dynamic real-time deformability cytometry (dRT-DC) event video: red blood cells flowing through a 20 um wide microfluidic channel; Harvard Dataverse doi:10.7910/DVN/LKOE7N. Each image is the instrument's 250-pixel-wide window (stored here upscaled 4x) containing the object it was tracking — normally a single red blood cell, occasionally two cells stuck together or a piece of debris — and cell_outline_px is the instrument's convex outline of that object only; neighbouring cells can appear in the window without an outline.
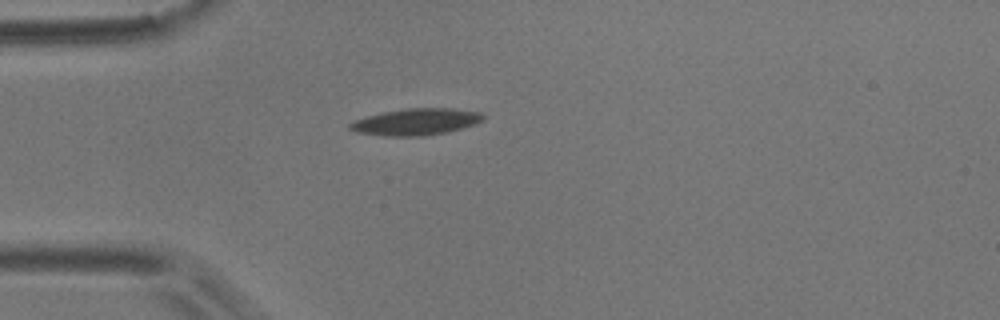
{"species": "common noctule bat (a hibernating species)", "species_latin": "Nyctalus noctula", "temperature_condition": "room temperature", "stored_images_in_passage": 5, "camera_frame_rate_fps": 3000, "um_per_image_px": 0.085, "animal": {"sex": "male", "body_mass_g": 17.9}, "frame": {"image": 1, "passage_image": 1, "time_ms": 0.0, "image_size_px": [1000, 320], "cell_outline_px": [[484, 120], [476, 124], [448, 132], [424, 136], [384, 136], [356, 132], [348, 128], [348, 124], [356, 120], [368, 116], [384, 112], [408, 108], [452, 108], [480, 112], [484, 116]], "centroid_in_image_um": [35.39, 10.36], "position_along_channel_um": 49.6, "area_um2": 20.69}}
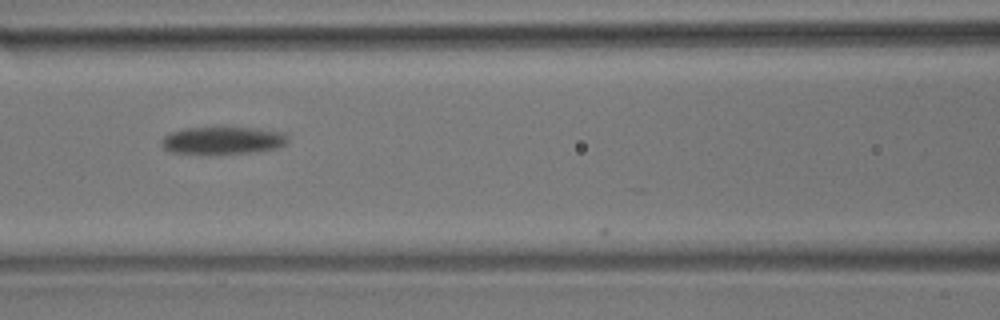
{"frame": {"image": 2, "passage_image": 4, "time_ms": 1.0, "image_size_px": [1000, 320], "cell_outline_px": [[288, 140], [280, 148], [252, 152], [208, 156], [168, 152], [160, 144], [160, 140], [164, 136], [172, 132], [184, 128], [256, 128], [284, 132], [288, 136]], "centroid_in_image_um": [18.89, 11.98], "position_along_channel_um": 147.7, "area_um2": 20.92}}
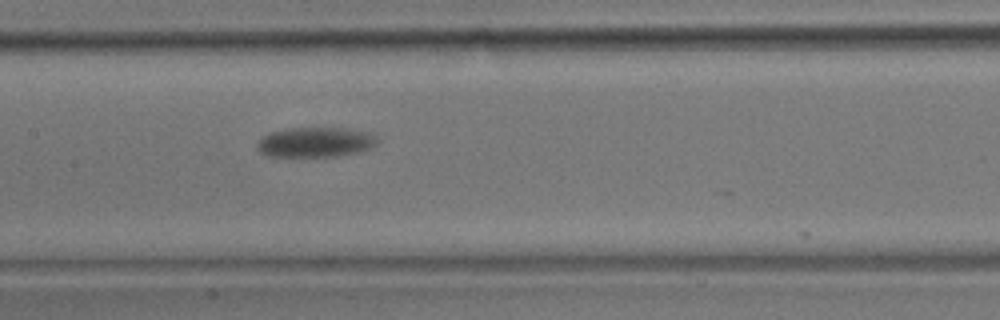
{"frame": {"image": 3, "passage_image": 5, "time_ms": 1.333, "image_size_px": [1000, 320], "cell_outline_px": [[380, 140], [372, 148], [360, 152], [336, 156], [268, 156], [260, 152], [256, 148], [256, 144], [268, 132], [288, 128], [344, 128], [372, 132]], "centroid_in_image_um": [26.85, 12.08], "position_along_channel_um": 180.5, "area_um2": 21.21}}